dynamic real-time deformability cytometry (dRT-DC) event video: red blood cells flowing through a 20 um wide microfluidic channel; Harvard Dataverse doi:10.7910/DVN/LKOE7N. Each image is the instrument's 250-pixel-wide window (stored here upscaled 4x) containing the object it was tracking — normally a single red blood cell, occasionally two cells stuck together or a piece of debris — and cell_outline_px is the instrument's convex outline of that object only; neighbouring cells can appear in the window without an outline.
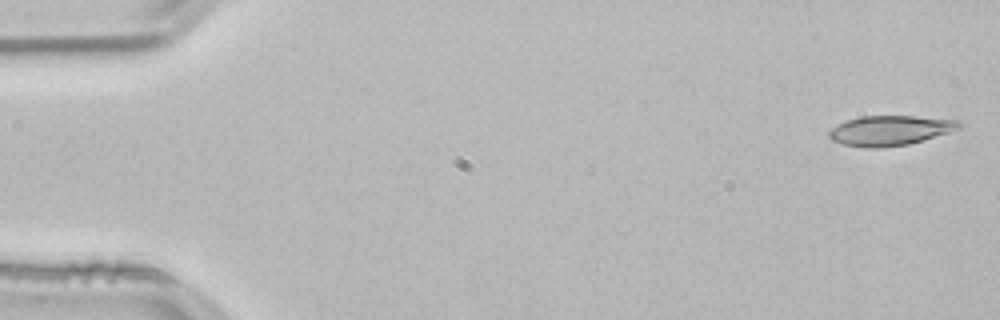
{"species": "common noctule bat (a hibernating species)", "species_latin": "Nyctalus noctula", "temperature_condition": "room temperature", "stored_images_in_passage": 52, "camera_frame_rate_fps": 3000, "um_per_image_px": 0.085, "animal": {"sex": "male", "body_mass_g": 21.5, "forearm_length_mm": 52.0}, "frame": {"image": 1, "passage_image": 1, "time_ms": 0.0, "image_size_px": [1000, 320], "cell_outline_px": [[964, 124], [960, 128], [948, 132], [908, 144], [876, 148], [868, 148], [844, 144], [832, 140], [828, 136], [828, 132], [832, 128], [848, 120], [860, 116], [916, 116], [960, 120]], "centroid_in_image_um": [75.67, 11.08], "position_along_channel_um": 9.3, "area_um2": 22.43}}
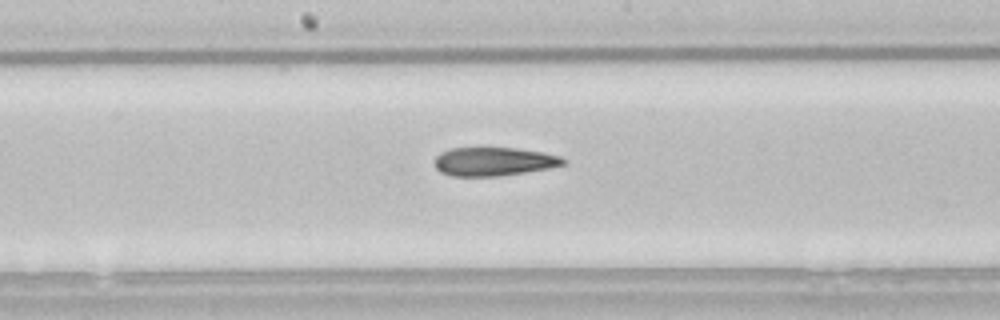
{"frame": {"image": 2, "passage_image": 27, "time_ms": 8.667, "image_size_px": [1000, 320], "cell_outline_px": [[568, 164], [548, 168], [500, 176], [452, 176], [440, 172], [436, 168], [436, 156], [440, 152], [452, 148], [516, 148], [544, 152], [560, 156], [568, 160]], "centroid_in_image_um": [42.02, 13.73], "position_along_channel_um": 206.2, "area_um2": 21.5}}
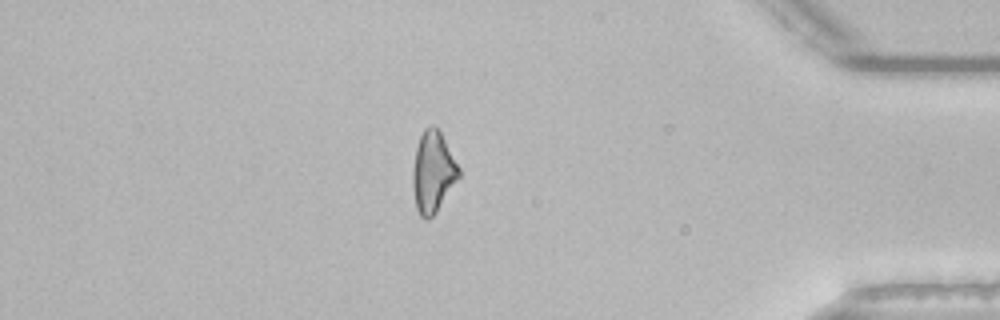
{"frame": {"image": 3, "passage_image": 45, "time_ms": 14.667, "image_size_px": [1000, 320], "cell_outline_px": [[460, 176], [436, 212], [428, 220], [424, 220], [420, 216], [416, 208], [412, 188], [412, 168], [416, 148], [420, 136], [424, 128], [432, 124], [440, 132], [460, 168]], "centroid_in_image_um": [36.78, 14.64], "position_along_channel_um": 398.4, "area_um2": 21.79}, "authors_computed_cell_mechanics": {"area_um2": 22.253, "velocity_mm_per_s": 3.8297, "shape_relaxation_time_tau1_ms": null, "shape_relaxation_time_tau2_ms": 6.6972, "deformation_change_tau1": null, "deformation_change_tau2": 0.1846}}